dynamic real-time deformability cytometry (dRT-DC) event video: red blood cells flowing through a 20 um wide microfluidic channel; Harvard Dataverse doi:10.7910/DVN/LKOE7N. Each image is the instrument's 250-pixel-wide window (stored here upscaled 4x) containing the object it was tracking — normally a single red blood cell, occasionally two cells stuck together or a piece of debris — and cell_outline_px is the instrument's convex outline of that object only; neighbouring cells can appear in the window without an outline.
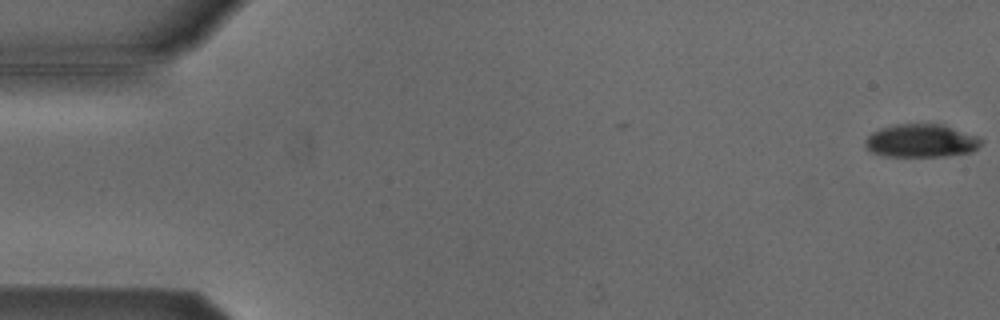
{"species": "Egyptian fruit bat (a non-hibernating species)", "species_latin": "Rousettus aegyptiacus", "temperature_condition": "cold", "stored_images_in_passage": 6, "camera_frame_rate_fps": 3000, "um_per_image_px": 0.085, "animal": {"sex": "male"}, "frame": {"image": 1, "passage_image": 1, "time_ms": 0.0, "image_size_px": [1000, 320], "cell_outline_px": [[984, 140], [972, 152], [944, 156], [884, 156], [872, 152], [864, 144], [864, 140], [872, 132], [880, 128], [896, 124], [944, 124], [976, 136]], "centroid_in_image_um": [78.29, 11.96], "position_along_channel_um": 6.7, "area_um2": 22.37}}